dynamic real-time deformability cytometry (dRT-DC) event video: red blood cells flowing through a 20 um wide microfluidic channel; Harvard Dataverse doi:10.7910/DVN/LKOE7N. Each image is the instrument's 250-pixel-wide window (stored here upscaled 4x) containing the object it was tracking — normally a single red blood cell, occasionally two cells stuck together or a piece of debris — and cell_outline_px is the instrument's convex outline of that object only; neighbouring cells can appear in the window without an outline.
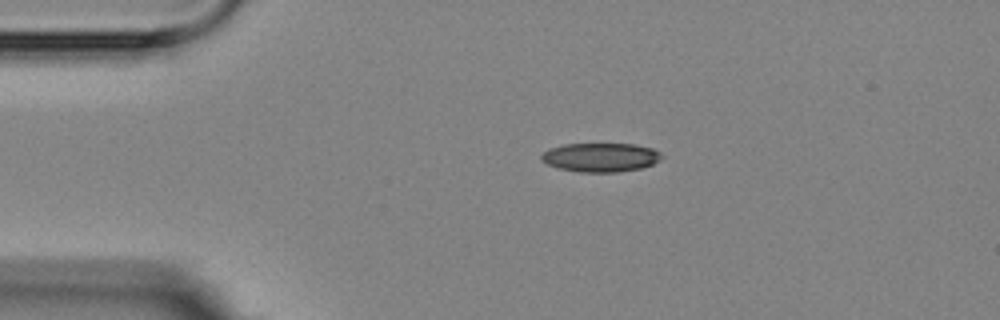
{"species": "Egyptian fruit bat (a non-hibernating species)", "species_latin": "Rousettus aegyptiacus", "temperature_condition": "room temperature", "stored_images_in_passage": 2, "camera_frame_rate_fps": 3000, "um_per_image_px": 0.085, "animal": {"sex": "female"}, "frame": {"image": 1, "passage_image": 1, "time_ms": 0.0, "image_size_px": [1000, 320], "cell_outline_px": [[664, 156], [660, 160], [652, 164], [640, 168], [616, 172], [580, 172], [560, 168], [548, 164], [540, 156], [548, 148], [564, 144], [636, 144], [652, 148], [660, 152]], "centroid_in_image_um": [51.08, 13.36], "position_along_channel_um": 33.9, "area_um2": 20.17}}
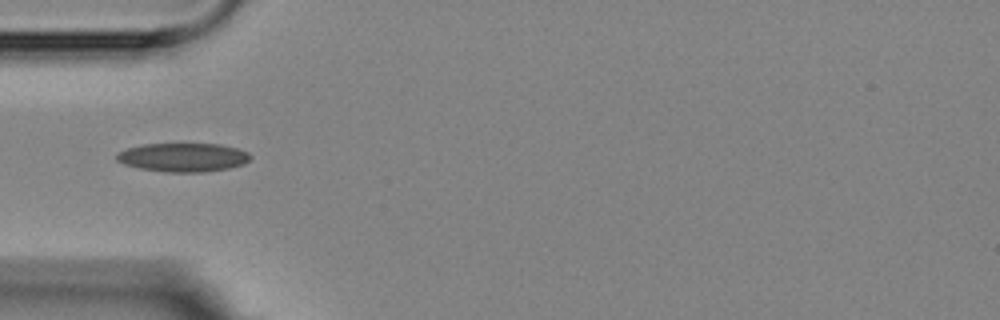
{"frame": {"image": 2, "passage_image": 2, "time_ms": 2.0, "image_size_px": [1000, 320], "cell_outline_px": [[252, 156], [244, 164], [228, 168], [204, 172], [164, 172], [140, 168], [124, 164], [116, 160], [116, 152], [128, 148], [144, 144], [220, 144], [236, 148], [248, 152]], "centroid_in_image_um": [15.55, 13.37], "position_along_channel_um": 69.4, "area_um2": 22.37}}